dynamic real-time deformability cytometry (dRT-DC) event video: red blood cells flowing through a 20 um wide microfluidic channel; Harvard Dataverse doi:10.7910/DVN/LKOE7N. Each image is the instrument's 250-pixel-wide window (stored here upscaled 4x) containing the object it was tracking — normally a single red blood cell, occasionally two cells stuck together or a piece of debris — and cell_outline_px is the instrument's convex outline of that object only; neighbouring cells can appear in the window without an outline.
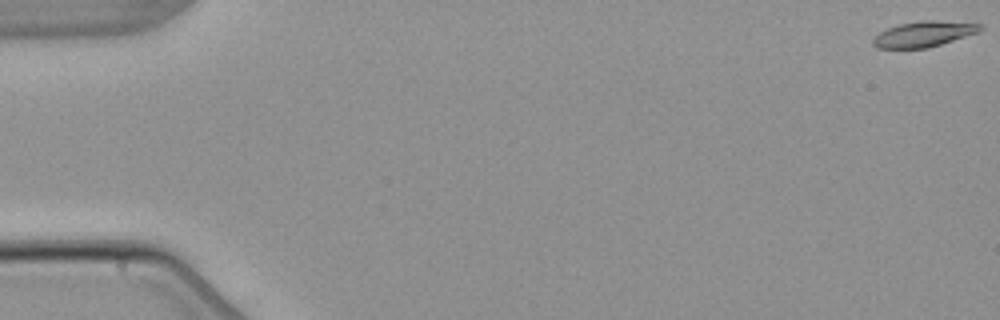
{"species": "common noctule bat (a hibernating species)", "species_latin": "Nyctalus noctula", "temperature_condition": "warm", "stored_images_in_passage": 5, "camera_frame_rate_fps": 3000, "um_per_image_px": 0.085, "animal": {"sex": "male", "body_mass_g": 21.5, "forearm_length_mm": 52.0}, "frame": {"image": 1, "passage_image": 1, "time_ms": 0.0, "image_size_px": [1000, 320], "cell_outline_px": [[984, 28], [980, 32], [928, 48], [876, 48], [872, 44], [872, 40], [880, 32], [888, 28], [900, 24], [920, 20], [936, 20], [984, 24]], "centroid_in_image_um": [78.57, 2.89], "position_along_channel_um": 6.4, "area_um2": 16.07}}